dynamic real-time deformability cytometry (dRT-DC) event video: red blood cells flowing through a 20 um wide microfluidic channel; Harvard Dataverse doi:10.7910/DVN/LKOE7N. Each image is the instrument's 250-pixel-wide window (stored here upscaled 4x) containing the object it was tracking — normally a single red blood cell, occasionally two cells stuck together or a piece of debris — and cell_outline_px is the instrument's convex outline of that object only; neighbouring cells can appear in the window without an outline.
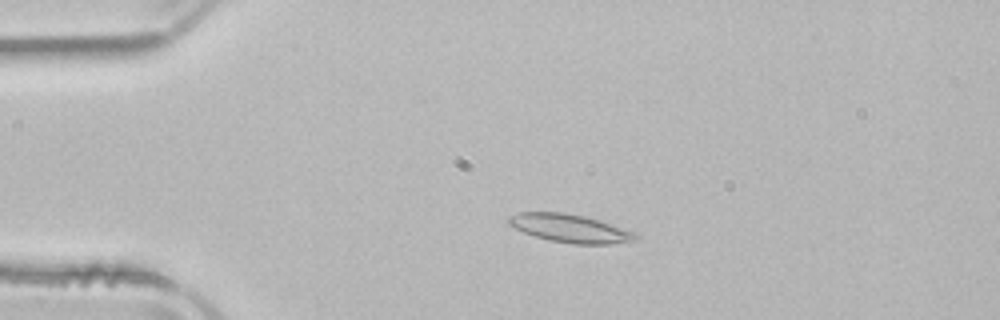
{"species": "common noctule bat (a hibernating species)", "species_latin": "Nyctalus noctula", "temperature_condition": "room temperature", "stored_images_in_passage": 52, "camera_frame_rate_fps": 3000, "um_per_image_px": 0.085, "animal": {"sex": "male", "body_mass_g": 21.5, "forearm_length_mm": 52.0}, "frame": {"image": 1, "passage_image": 11, "time_ms": 3.333, "image_size_px": [1000, 320], "cell_outline_px": [[640, 240], [612, 244], [572, 244], [548, 240], [524, 232], [508, 224], [508, 216], [516, 212], [564, 212], [584, 216], [636, 232], [640, 236]], "centroid_in_image_um": [48.48, 19.41], "position_along_channel_um": 36.5, "area_um2": 20.98}}
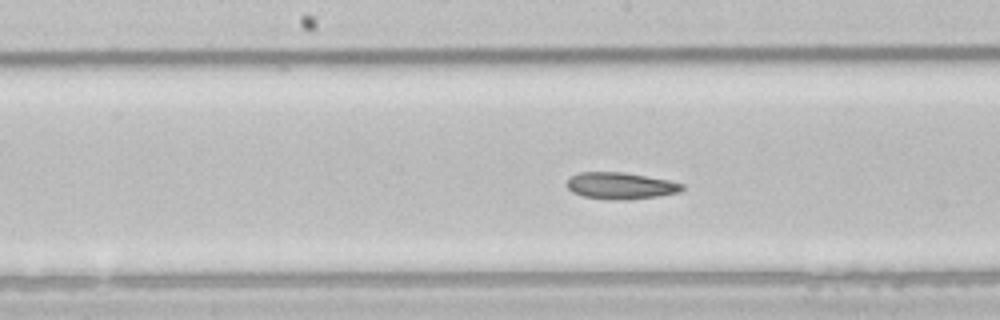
{"frame": {"image": 2, "passage_image": 26, "time_ms": 8.333, "image_size_px": [1000, 320], "cell_outline_px": [[684, 188], [680, 192], [656, 196], [628, 200], [612, 200], [584, 196], [572, 192], [568, 188], [568, 180], [572, 176], [580, 172], [624, 172], [668, 180], [684, 184]], "centroid_in_image_um": [52.77, 15.79], "position_along_channel_um": 195.4, "area_um2": 17.8}}
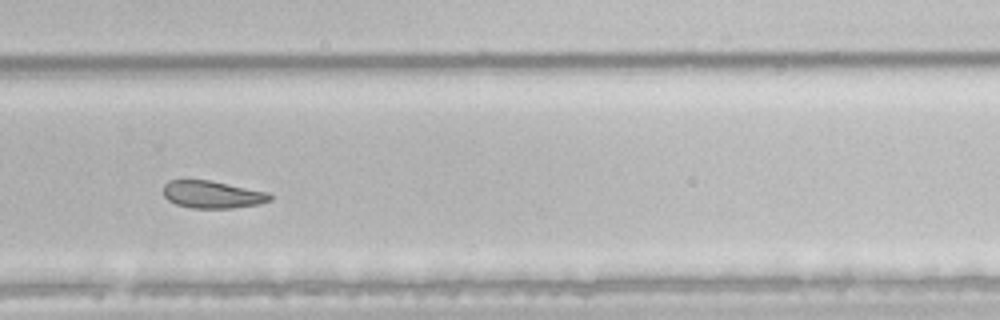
{"frame": {"image": 3, "passage_image": 35, "time_ms": 11.333, "image_size_px": [1000, 320], "cell_outline_px": [[272, 200], [260, 204], [232, 208], [192, 208], [176, 204], [168, 200], [164, 196], [164, 184], [168, 180], [212, 180], [268, 192], [272, 196]], "centroid_in_image_um": [18.07, 16.53], "position_along_channel_um": 311.7, "area_um2": 17.17}, "authors_computed_cell_mechanics": {"area_um2": 20.3167, "velocity_mm_per_s": 3.8973, "shape_relaxation_time_tau1_ms": null, "shape_relaxation_time_tau2_ms": 4.3366, "deformation_change_tau1": null, "deformation_change_tau2": 0.1027}}